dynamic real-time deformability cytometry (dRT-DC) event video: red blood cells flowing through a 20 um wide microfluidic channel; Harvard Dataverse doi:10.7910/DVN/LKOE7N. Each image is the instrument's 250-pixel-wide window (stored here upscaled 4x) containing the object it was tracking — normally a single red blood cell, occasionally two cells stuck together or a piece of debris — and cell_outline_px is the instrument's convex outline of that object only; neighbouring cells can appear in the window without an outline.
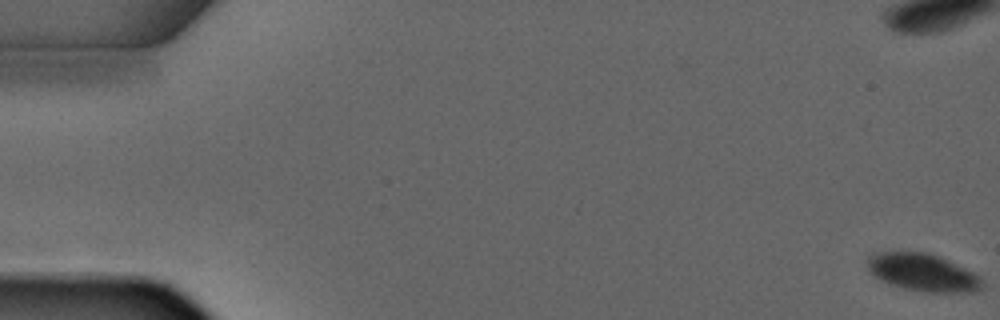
{"species": "common noctule bat (a hibernating species)", "species_latin": "Nyctalus noctula", "temperature_condition": "warm", "stored_images_in_passage": 4, "camera_frame_rate_fps": 3000, "um_per_image_px": 0.085, "animal": {"sex": "male", "forearm_length_mm": 52.5}, "frame": {"image": 1, "passage_image": 1, "time_ms": 0.0, "image_size_px": [1000, 320], "cell_outline_px": [[984, 288], [972, 292], [924, 292], [904, 288], [888, 284], [880, 280], [868, 268], [864, 260], [872, 252], [924, 252], [936, 256], [972, 272], [984, 284]], "centroid_in_image_um": [78.36, 23.16], "position_along_channel_um": 6.6, "area_um2": 24.8}}